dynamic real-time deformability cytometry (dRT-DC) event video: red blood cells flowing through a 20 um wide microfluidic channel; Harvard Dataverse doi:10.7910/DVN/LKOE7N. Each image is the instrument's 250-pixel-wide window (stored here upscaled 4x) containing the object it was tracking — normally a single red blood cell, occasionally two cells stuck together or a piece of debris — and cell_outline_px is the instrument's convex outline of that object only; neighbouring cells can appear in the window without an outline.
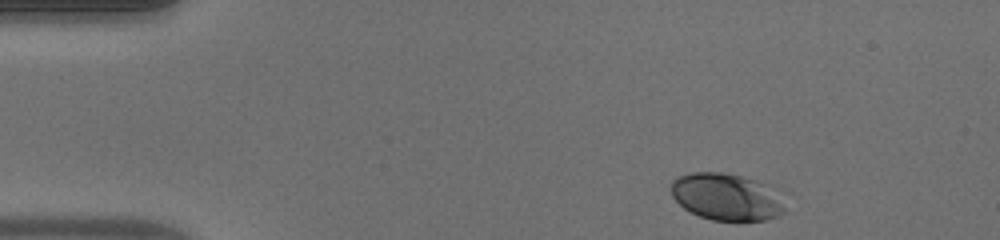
{"species": "human", "species_latin": "Homo sapiens", "temperature_condition": "warm", "stored_images_in_passage": 44, "camera_frame_rate_fps": 3000, "um_per_image_px": 0.085, "donor": {"sex": "male"}, "frame": {"image": 1, "passage_image": 1, "time_ms": 0.0, "image_size_px": [1000, 240], "cell_outline_px": [[784, 212], [780, 216], [764, 220], [712, 220], [700, 216], [684, 208], [672, 196], [668, 188], [668, 184], [676, 176], [692, 172], [720, 172], [740, 176], [756, 180], [764, 184], [768, 188], [784, 208]], "centroid_in_image_um": [61.61, 16.72], "position_along_channel_um": 23.4, "area_um2": 30.69}}
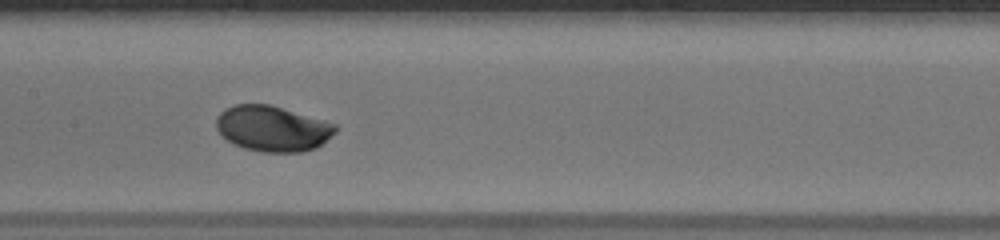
{"frame": {"image": 2, "passage_image": 19, "time_ms": 6.0, "image_size_px": [1000, 240], "cell_outline_px": [[336, 132], [316, 148], [300, 152], [260, 152], [244, 148], [228, 140], [216, 128], [216, 116], [224, 108], [236, 104], [268, 104], [324, 120], [336, 124]], "centroid_in_image_um": [23.15, 10.92], "position_along_channel_um": 184.2, "area_um2": 31.5}}
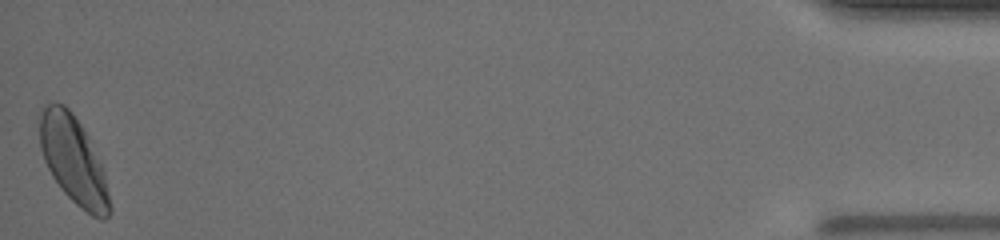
{"frame": {"image": 3, "passage_image": 44, "time_ms": 14.333, "image_size_px": [1000, 240], "cell_outline_px": [[112, 212], [104, 220], [100, 220], [92, 216], [80, 208], [60, 188], [52, 176], [44, 160], [40, 148], [36, 116], [52, 100], [64, 104], [72, 112], [88, 136], [104, 168], [112, 208]], "centroid_in_image_um": [6.23, 13.6], "position_along_channel_um": 429.0, "area_um2": 36.59}, "authors_computed_cell_mechanics": {"area_um2": 31.6455, "velocity_mm_per_s": 4.0884, "shape_relaxation_time_tau1_ms": 2.3323, "shape_relaxation_time_tau2_ms": null, "deformation_change_tau1": 0.1156, "deformation_change_tau2": null}}